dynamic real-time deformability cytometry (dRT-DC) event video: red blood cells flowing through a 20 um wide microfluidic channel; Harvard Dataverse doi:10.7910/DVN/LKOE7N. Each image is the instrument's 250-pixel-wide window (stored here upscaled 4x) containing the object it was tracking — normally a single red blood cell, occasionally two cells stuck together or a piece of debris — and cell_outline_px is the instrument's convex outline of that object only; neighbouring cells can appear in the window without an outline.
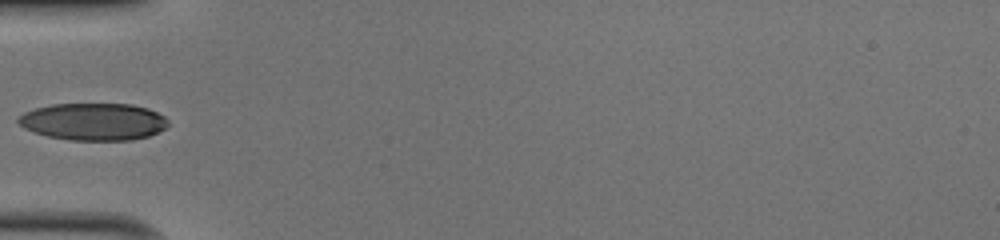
{"species": "human", "species_latin": "Homo sapiens", "temperature_condition": "cold", "stored_images_in_passage": 34, "camera_frame_rate_fps": 3000, "um_per_image_px": 0.085, "donor": {"sex": "male"}, "frame": {"image": 1, "passage_image": 1, "time_ms": 0.0, "image_size_px": [1000, 240], "cell_outline_px": [[168, 124], [164, 128], [148, 136], [132, 140], [68, 140], [48, 136], [24, 128], [16, 120], [24, 112], [36, 108], [52, 104], [132, 104], [148, 108], [164, 116], [168, 120]], "centroid_in_image_um": [7.95, 10.34], "position_along_channel_um": 77.1, "area_um2": 32.37}}
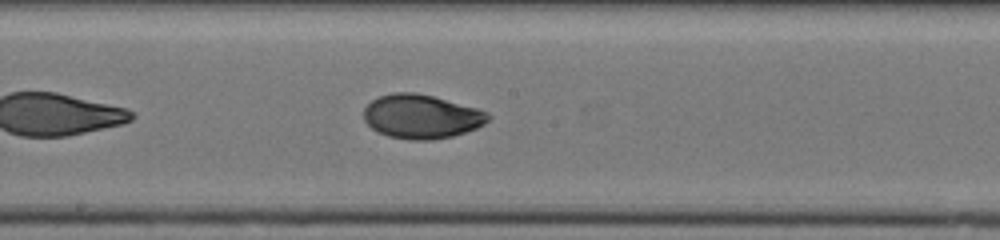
{"frame": {"image": 2, "passage_image": 11, "time_ms": 3.333, "image_size_px": [1000, 240], "cell_outline_px": [[492, 116], [484, 124], [476, 128], [452, 136], [432, 140], [408, 140], [388, 136], [376, 132], [364, 120], [364, 108], [372, 100], [380, 96], [392, 92], [416, 92], [432, 96], [476, 108], [488, 112]], "centroid_in_image_um": [35.8, 9.91], "position_along_channel_um": 212.4, "area_um2": 31.91}}
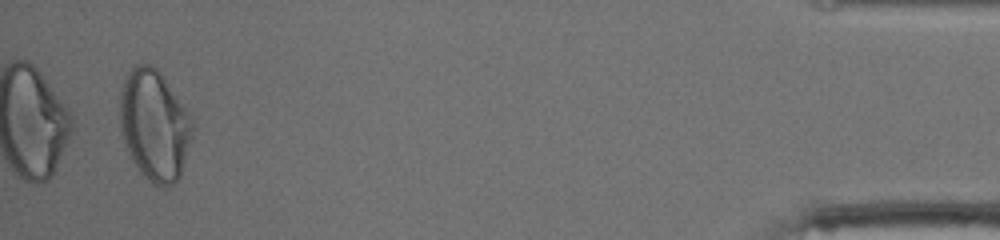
{"frame": {"image": 3, "passage_image": 32, "time_ms": 10.333, "image_size_px": [1000, 240], "cell_outline_px": [[196, 128], [180, 176], [172, 184], [164, 188], [152, 184], [140, 172], [128, 152], [124, 144], [120, 128], [120, 92], [124, 76], [136, 64], [152, 64], [160, 72], [192, 112], [196, 124]], "centroid_in_image_um": [13.18, 10.62], "position_along_channel_um": 422.0, "area_um2": 48.03}}